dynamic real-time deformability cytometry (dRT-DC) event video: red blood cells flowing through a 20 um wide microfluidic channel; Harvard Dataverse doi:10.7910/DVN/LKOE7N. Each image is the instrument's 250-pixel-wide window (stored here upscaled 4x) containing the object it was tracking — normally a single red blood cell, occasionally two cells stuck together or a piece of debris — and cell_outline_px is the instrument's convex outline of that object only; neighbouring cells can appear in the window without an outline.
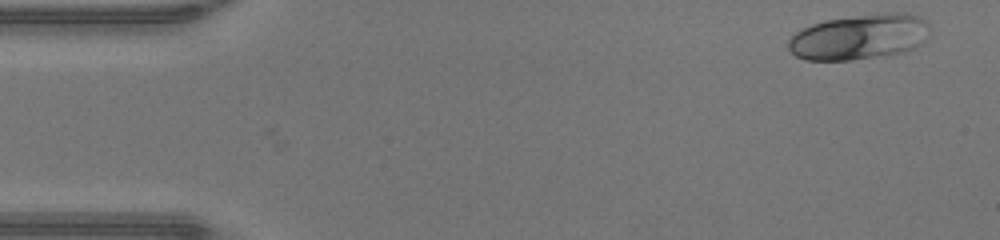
{"species": "human", "species_latin": "Homo sapiens", "temperature_condition": "warm", "stored_images_in_passage": 45, "camera_frame_rate_fps": 3000, "um_per_image_px": 0.085, "donor": {"sex": "male"}, "frame": {"image": 1, "passage_image": 1, "time_ms": 0.0, "image_size_px": [1000, 240], "cell_outline_px": [[928, 36], [920, 44], [904, 52], [852, 60], [804, 60], [796, 56], [788, 48], [788, 40], [796, 32], [812, 24], [824, 20], [884, 12], [904, 12], [920, 16], [928, 24]], "centroid_in_image_um": [73.04, 3.13], "position_along_channel_um": 12.0, "area_um2": 37.4}}
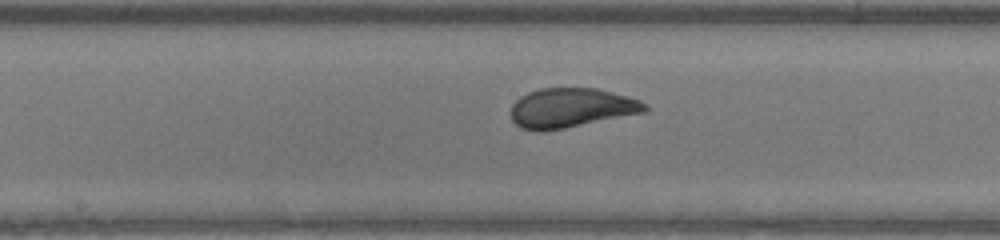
{"frame": {"image": 2, "passage_image": 22, "time_ms": 7.0, "image_size_px": [1000, 240], "cell_outline_px": [[648, 108], [644, 112], [564, 128], [540, 132], [520, 128], [512, 120], [512, 104], [520, 96], [528, 92], [540, 88], [596, 88], [628, 96], [640, 100], [648, 104]], "centroid_in_image_um": [48.53, 9.16], "position_along_channel_um": 199.7, "area_um2": 30.75}}
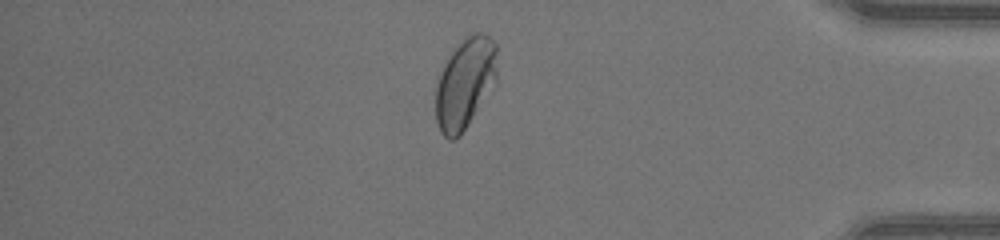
{"frame": {"image": 3, "passage_image": 38, "time_ms": 12.333, "image_size_px": [1000, 240], "cell_outline_px": [[496, 84], [460, 136], [456, 140], [448, 140], [440, 132], [436, 120], [436, 84], [444, 60], [460, 40], [476, 32], [484, 32], [496, 44]], "centroid_in_image_um": [39.51, 7.08], "position_along_channel_um": 395.7, "area_um2": 32.95}, "authors_computed_cell_mechanics": {"area_um2": 32.1946, "velocity_mm_per_s": 4.3626, "shape_relaxation_time_tau1_ms": 4.5241, "shape_relaxation_time_tau2_ms": null, "deformation_change_tau1": 0.1747, "deformation_change_tau2": null}}